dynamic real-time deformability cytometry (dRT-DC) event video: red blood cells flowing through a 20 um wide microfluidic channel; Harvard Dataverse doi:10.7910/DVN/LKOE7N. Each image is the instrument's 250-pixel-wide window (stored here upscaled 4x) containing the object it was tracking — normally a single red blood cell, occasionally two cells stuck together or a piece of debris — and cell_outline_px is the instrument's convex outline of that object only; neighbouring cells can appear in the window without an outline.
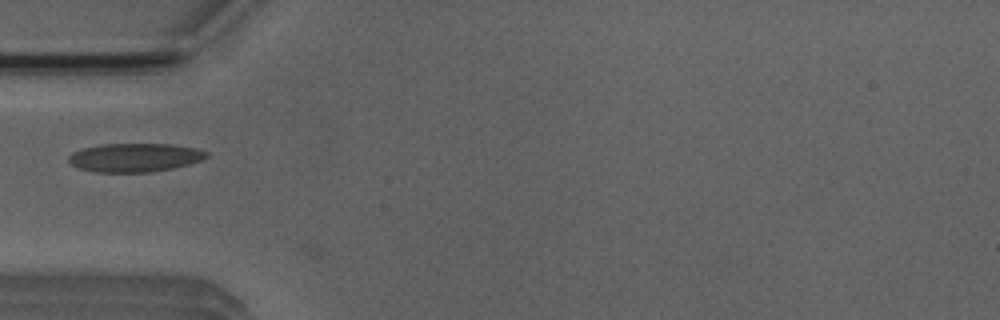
{"species": "Egyptian fruit bat (a non-hibernating species)", "species_latin": "Rousettus aegyptiacus", "temperature_condition": "room temperature", "stored_images_in_passage": 7, "camera_frame_rate_fps": 3000, "um_per_image_px": 0.085, "animal": {"sex": "male"}, "frame": {"image": 1, "passage_image": 4, "time_ms": 4.667, "image_size_px": [1000, 320], "cell_outline_px": [[208, 156], [204, 160], [172, 168], [152, 172], [96, 172], [76, 168], [68, 160], [68, 156], [72, 152], [84, 148], [100, 144], [172, 144], [196, 148], [208, 152]], "centroid_in_image_um": [11.46, 13.39], "position_along_channel_um": 73.5, "area_um2": 23.12}}